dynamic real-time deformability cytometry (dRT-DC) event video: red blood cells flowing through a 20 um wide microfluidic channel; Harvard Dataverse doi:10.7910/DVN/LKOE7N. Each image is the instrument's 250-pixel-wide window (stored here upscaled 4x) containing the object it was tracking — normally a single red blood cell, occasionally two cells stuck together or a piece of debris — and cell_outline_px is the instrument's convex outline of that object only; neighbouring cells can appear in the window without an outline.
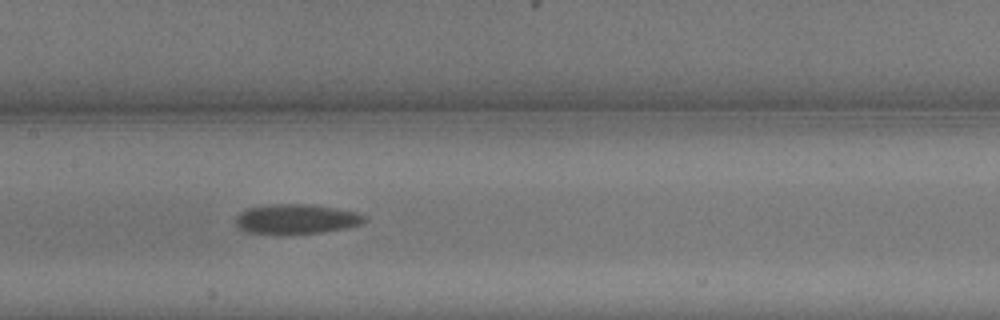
{"species": "common noctule bat (a hibernating species)", "species_latin": "Nyctalus noctula", "temperature_condition": "warm", "stored_images_in_passage": 9, "camera_frame_rate_fps": 3000, "um_per_image_px": 0.085, "animal": {"sex": "male", "body_mass_g": 13.3}, "frame": {"image": 1, "passage_image": 6, "time_ms": 1.667, "image_size_px": [1000, 320], "cell_outline_px": [[368, 220], [364, 224], [348, 228], [324, 232], [248, 232], [240, 228], [236, 224], [236, 216], [240, 212], [248, 208], [272, 204], [304, 204], [336, 208], [356, 212], [368, 216]], "centroid_in_image_um": [25.28, 18.59], "position_along_channel_um": 182.1, "area_um2": 21.91}}
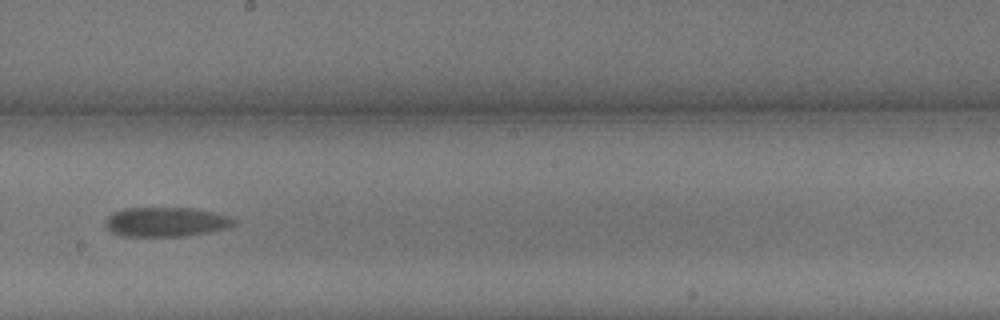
{"frame": {"image": 2, "passage_image": 8, "time_ms": 2.333, "image_size_px": [1000, 320], "cell_outline_px": [[236, 224], [228, 228], [208, 232], [184, 236], [120, 236], [108, 232], [104, 224], [104, 220], [112, 212], [124, 208], [192, 208], [216, 212], [228, 216], [236, 220]], "centroid_in_image_um": [14.06, 18.86], "position_along_channel_um": 234.1, "area_um2": 22.43}}